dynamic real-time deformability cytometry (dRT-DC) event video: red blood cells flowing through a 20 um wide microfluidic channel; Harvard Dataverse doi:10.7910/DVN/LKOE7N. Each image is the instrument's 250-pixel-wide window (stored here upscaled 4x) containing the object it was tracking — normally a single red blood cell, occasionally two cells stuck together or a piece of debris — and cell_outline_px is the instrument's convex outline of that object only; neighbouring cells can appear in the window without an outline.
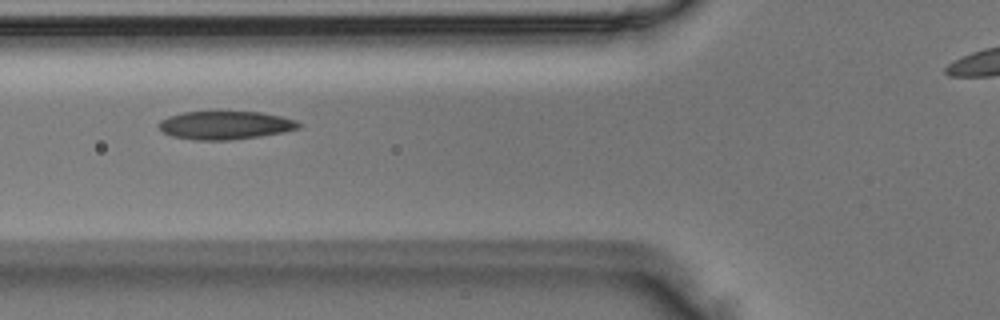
{"species": "Egyptian fruit bat (a non-hibernating species)", "species_latin": "Rousettus aegyptiacus", "temperature_condition": "room temperature", "stored_images_in_passage": 5, "camera_frame_rate_fps": 3000, "um_per_image_px": 0.085, "animal": {"sex": "male"}, "frame": {"image": 1, "passage_image": 5, "time_ms": 1.333, "image_size_px": [1000, 320], "cell_outline_px": [[300, 128], [284, 132], [228, 140], [196, 140], [172, 136], [164, 132], [156, 124], [160, 120], [168, 116], [184, 112], [260, 112], [280, 116], [296, 120], [300, 124]], "centroid_in_image_um": [19.12, 10.64], "position_along_channel_um": 106.7, "area_um2": 22.83}}